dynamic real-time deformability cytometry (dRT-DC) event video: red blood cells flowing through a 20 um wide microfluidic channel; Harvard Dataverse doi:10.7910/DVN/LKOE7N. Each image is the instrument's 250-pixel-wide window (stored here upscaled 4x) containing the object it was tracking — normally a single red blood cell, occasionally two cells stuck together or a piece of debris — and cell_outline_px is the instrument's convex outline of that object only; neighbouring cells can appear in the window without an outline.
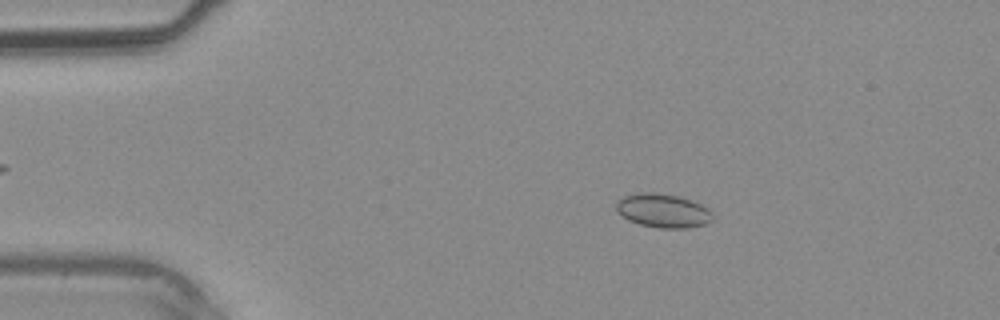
{"species": "common noctule bat (a hibernating species)", "species_latin": "Nyctalus noctula", "temperature_condition": "warm", "stored_images_in_passage": 38, "camera_frame_rate_fps": 3000, "um_per_image_px": 0.085, "animal": {"sex": "male", "body_mass_g": 20.4}, "frame": {"image": 1, "passage_image": 6, "time_ms": 1.667, "image_size_px": [1000, 320], "cell_outline_px": [[712, 220], [704, 224], [688, 228], [660, 228], [640, 224], [628, 220], [616, 212], [616, 200], [624, 196], [644, 192], [656, 192], [680, 196], [692, 200], [708, 208], [712, 212]], "centroid_in_image_um": [56.34, 17.9], "position_along_channel_um": 28.7, "area_um2": 19.13}}
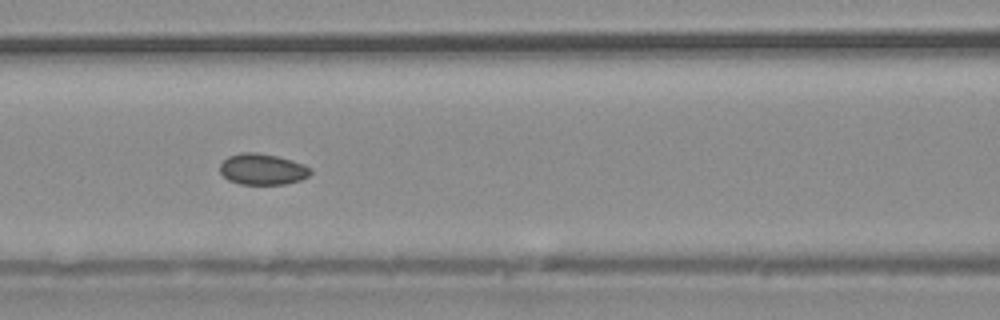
{"frame": {"image": 2, "passage_image": 16, "time_ms": 5.0, "image_size_px": [1000, 320], "cell_outline_px": [[312, 172], [308, 176], [300, 180], [284, 184], [240, 184], [228, 180], [220, 172], [220, 164], [228, 156], [240, 152], [256, 152], [276, 156], [292, 160], [304, 164], [312, 168]], "centroid_in_image_um": [22.31, 14.38], "position_along_channel_um": 144.3, "area_um2": 16.47}}
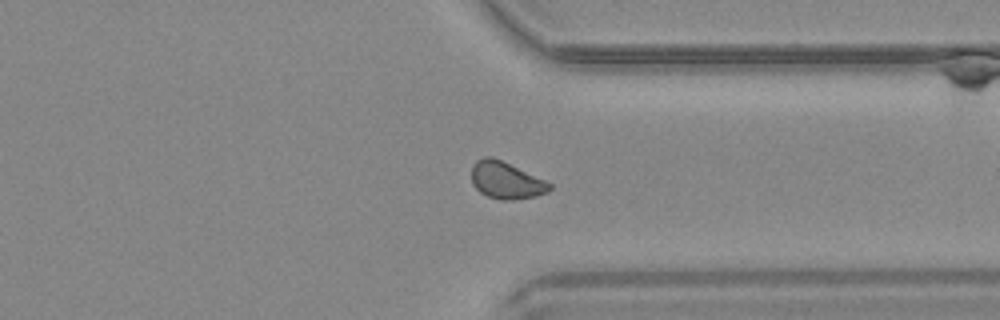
{"frame": {"image": 3, "passage_image": 29, "time_ms": 9.333, "image_size_px": [1000, 320], "cell_outline_px": [[552, 188], [548, 192], [536, 196], [512, 200], [500, 200], [488, 196], [480, 192], [472, 184], [472, 164], [476, 160], [484, 156], [492, 156], [544, 180], [552, 184]], "centroid_in_image_um": [42.99, 15.33], "position_along_channel_um": 368.4, "area_um2": 16.76}}